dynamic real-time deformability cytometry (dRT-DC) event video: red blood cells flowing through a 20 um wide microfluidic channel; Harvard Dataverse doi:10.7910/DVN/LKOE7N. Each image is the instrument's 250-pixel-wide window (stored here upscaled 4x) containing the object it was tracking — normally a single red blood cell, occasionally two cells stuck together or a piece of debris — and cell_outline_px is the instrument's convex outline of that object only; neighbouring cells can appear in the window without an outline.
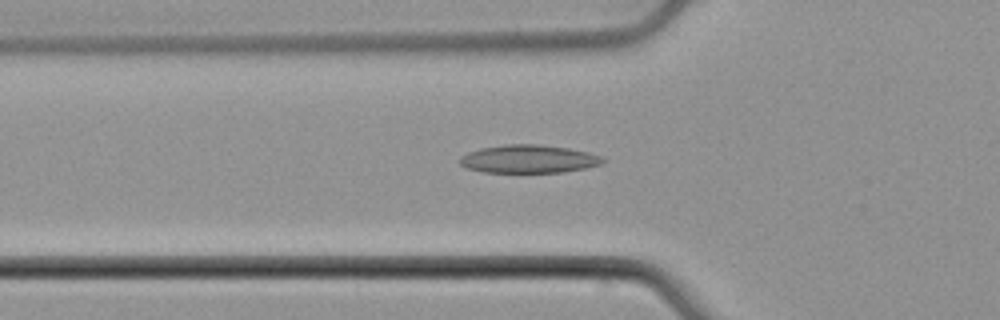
{"species": "common noctule bat (a hibernating species)", "species_latin": "Nyctalus noctula", "temperature_condition": "cold", "stored_images_in_passage": 52, "camera_frame_rate_fps": 3000, "um_per_image_px": 0.085, "animal": {"sex": "male", "body_mass_g": 21.5, "forearm_length_mm": 52.0}, "frame": {"image": 1, "passage_image": 19, "time_ms": 6.0, "image_size_px": [1000, 320], "cell_outline_px": [[604, 160], [600, 164], [584, 168], [564, 172], [484, 172], [468, 168], [460, 164], [460, 156], [468, 152], [480, 148], [504, 144], [536, 144], [568, 148], [588, 152], [600, 156]], "centroid_in_image_um": [44.9, 13.51], "position_along_channel_um": 80.9, "area_um2": 23.24}}
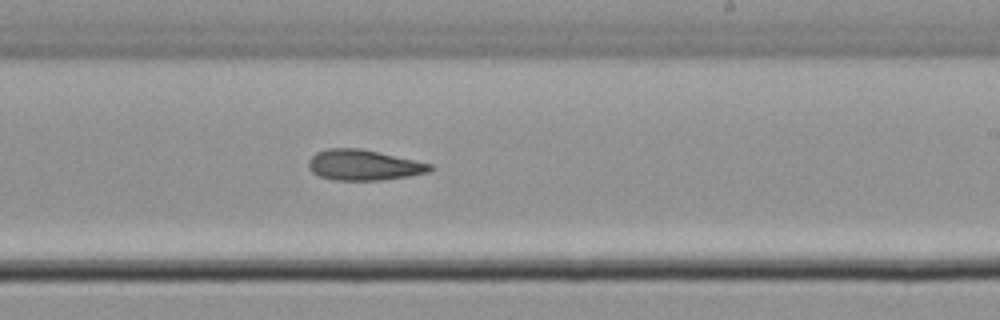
{"frame": {"image": 2, "passage_image": 33, "time_ms": 10.667, "image_size_px": [1000, 320], "cell_outline_px": [[436, 168], [428, 172], [408, 176], [380, 180], [336, 180], [320, 176], [312, 172], [308, 168], [308, 160], [316, 152], [328, 148], [360, 148], [432, 164]], "centroid_in_image_um": [30.9, 14.02], "position_along_channel_um": 258.1, "area_um2": 21.56}}
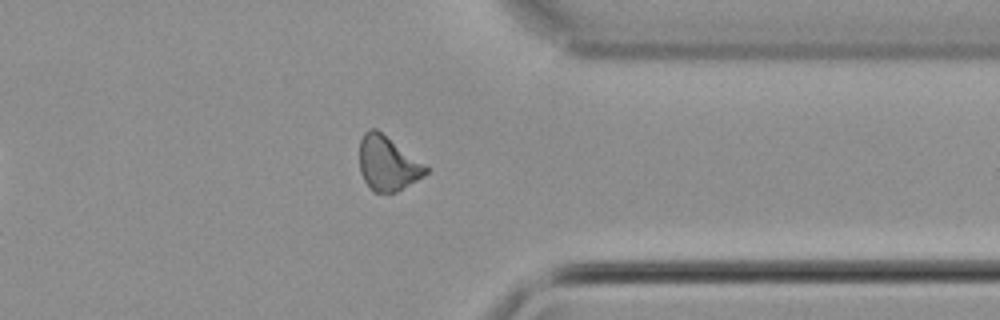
{"frame": {"image": 3, "passage_image": 43, "time_ms": 14.0, "image_size_px": [1000, 320], "cell_outline_px": [[432, 168], [424, 176], [396, 192], [372, 192], [364, 180], [360, 172], [360, 140], [364, 132], [368, 128], [376, 128]], "centroid_in_image_um": [32.97, 13.88], "position_along_channel_um": 378.4, "area_um2": 21.33}, "authors_computed_cell_mechanics": {"area_um2": 22.0796, "velocity_mm_per_s": 3.7931, "shape_relaxation_time_tau1_ms": 5.423, "shape_relaxation_time_tau2_ms": 8.2118, "deformation_change_tau1": 0.1129, "deformation_change_tau2": 0.1754}}